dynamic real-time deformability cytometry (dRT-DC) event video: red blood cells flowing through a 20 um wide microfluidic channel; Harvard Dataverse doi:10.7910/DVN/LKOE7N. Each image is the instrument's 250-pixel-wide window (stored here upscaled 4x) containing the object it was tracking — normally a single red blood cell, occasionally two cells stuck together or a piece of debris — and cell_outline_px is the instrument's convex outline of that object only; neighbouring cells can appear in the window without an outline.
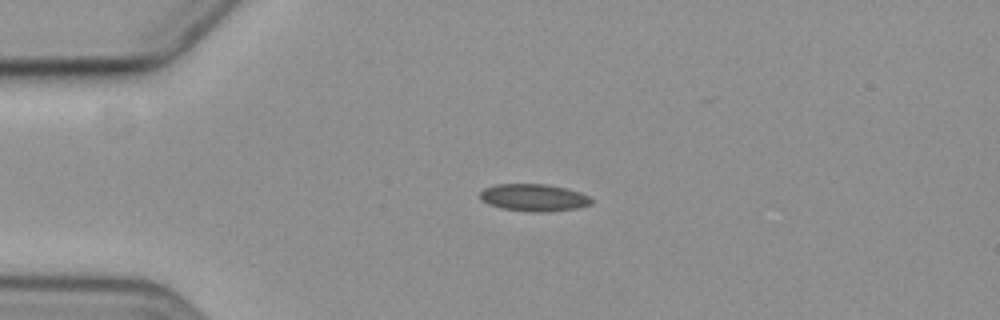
{"species": "common noctule bat (a hibernating species)", "species_latin": "Nyctalus noctula", "temperature_condition": "cold", "stored_images_in_passage": 4, "camera_frame_rate_fps": 3000, "um_per_image_px": 0.085, "animal": {"sex": "female", "body_mass_g": 19.3, "forearm_length_mm": 54.1}, "frame": {"image": 1, "passage_image": 3, "time_ms": 3.0, "image_size_px": [1000, 320], "cell_outline_px": [[592, 204], [580, 208], [544, 212], [532, 212], [504, 208], [488, 204], [480, 196], [480, 192], [484, 188], [496, 184], [548, 184], [580, 192], [588, 196], [592, 200]], "centroid_in_image_um": [45.41, 16.79], "position_along_channel_um": 39.6, "area_um2": 17.57}}